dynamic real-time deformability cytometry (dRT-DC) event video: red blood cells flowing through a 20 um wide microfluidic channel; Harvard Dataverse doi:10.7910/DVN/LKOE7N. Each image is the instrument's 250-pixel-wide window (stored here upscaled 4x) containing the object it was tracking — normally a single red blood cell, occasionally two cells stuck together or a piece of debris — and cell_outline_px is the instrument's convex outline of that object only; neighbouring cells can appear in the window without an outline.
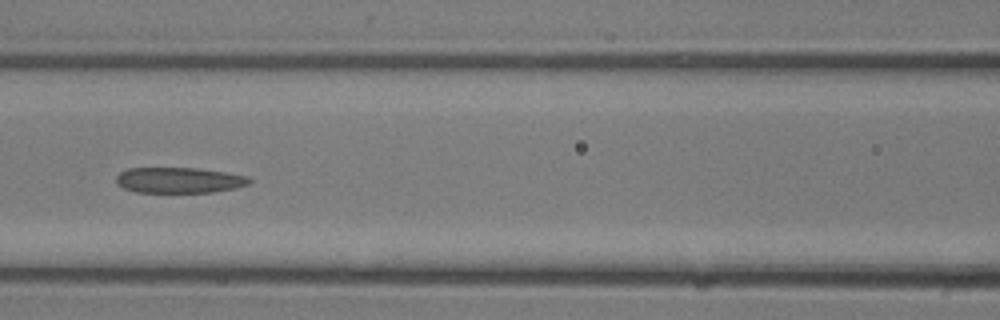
{"species": "common noctule bat (a hibernating species)", "species_latin": "Nyctalus noctula", "temperature_condition": "room temperature", "stored_images_in_passage": 10, "camera_frame_rate_fps": 3000, "um_per_image_px": 0.085, "animal": {"sex": "male", "body_mass_g": 13.3}, "frame": {"image": 1, "passage_image": 9, "time_ms": 2.667, "image_size_px": [1000, 320], "cell_outline_px": [[252, 180], [248, 184], [236, 188], [212, 192], [136, 192], [124, 188], [116, 184], [116, 176], [120, 172], [128, 168], [196, 168], [224, 172], [248, 176]], "centroid_in_image_um": [15.21, 15.31], "position_along_channel_um": 151.4, "area_um2": 19.88}}